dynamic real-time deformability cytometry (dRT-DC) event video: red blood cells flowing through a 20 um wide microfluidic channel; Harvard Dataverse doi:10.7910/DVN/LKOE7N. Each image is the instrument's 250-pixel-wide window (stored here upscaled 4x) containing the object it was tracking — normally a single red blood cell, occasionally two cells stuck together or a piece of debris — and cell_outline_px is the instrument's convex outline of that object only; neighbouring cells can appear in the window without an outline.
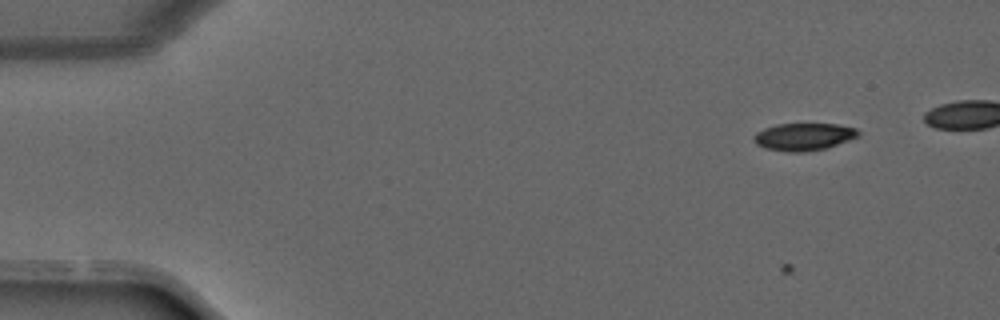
{"species": "common noctule bat (a hibernating species)", "species_latin": "Nyctalus noctula", "temperature_condition": "warm", "stored_images_in_passage": 14, "camera_frame_rate_fps": 3000, "um_per_image_px": 0.085, "animal": {"sex": "male", "forearm_length_mm": 52.5}, "frame": {"image": 1, "passage_image": 6, "time_ms": 1.667, "image_size_px": [1000, 320], "cell_outline_px": [[860, 136], [824, 148], [804, 152], [784, 152], [764, 148], [756, 144], [752, 140], [752, 136], [756, 132], [764, 128], [776, 124], [836, 124], [856, 128], [860, 132]], "centroid_in_image_um": [68.26, 11.62], "position_along_channel_um": 16.7, "area_um2": 16.76}}